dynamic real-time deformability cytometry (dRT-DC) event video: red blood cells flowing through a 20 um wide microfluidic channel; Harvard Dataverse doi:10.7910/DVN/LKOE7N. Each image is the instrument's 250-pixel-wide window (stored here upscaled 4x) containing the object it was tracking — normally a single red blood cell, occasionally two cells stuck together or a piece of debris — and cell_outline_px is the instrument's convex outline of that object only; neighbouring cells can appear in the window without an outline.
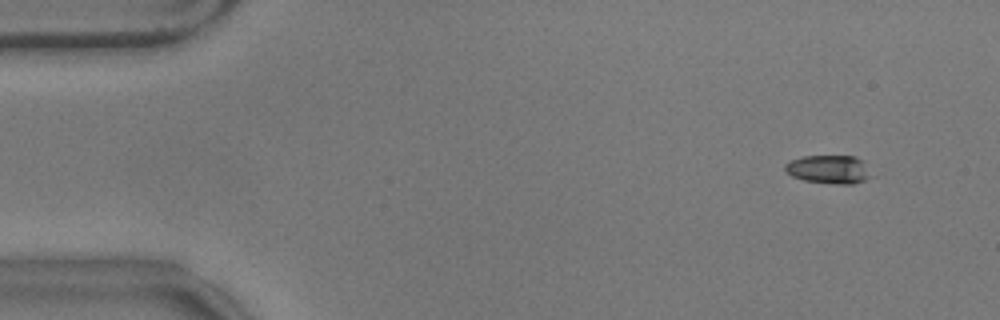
{"species": "common noctule bat (a hibernating species)", "species_latin": "Nyctalus noctula", "temperature_condition": "warm", "stored_images_in_passage": 14, "camera_frame_rate_fps": 3000, "um_per_image_px": 0.085, "animal": {"sex": "male", "body_mass_g": 17.9}, "frame": {"image": 1, "passage_image": 6, "time_ms": 1.667, "image_size_px": [1000, 320], "cell_outline_px": [[876, 176], [852, 184], [836, 184], [804, 180], [792, 176], [784, 168], [784, 164], [792, 160], [804, 156], [856, 156], [864, 160]], "centroid_in_image_um": [70.56, 14.39], "position_along_channel_um": 14.4, "area_um2": 14.57}}